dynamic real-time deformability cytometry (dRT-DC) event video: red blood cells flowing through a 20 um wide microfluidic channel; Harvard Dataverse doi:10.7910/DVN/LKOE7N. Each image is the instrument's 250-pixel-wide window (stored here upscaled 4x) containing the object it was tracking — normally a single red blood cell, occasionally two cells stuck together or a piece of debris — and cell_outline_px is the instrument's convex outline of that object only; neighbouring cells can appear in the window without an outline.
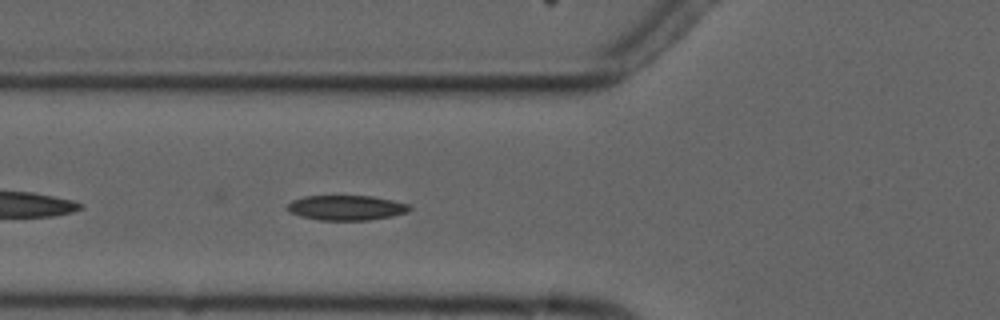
{"species": "common noctule bat (a hibernating species)", "species_latin": "Nyctalus noctula", "temperature_condition": "cold", "stored_images_in_passage": 4, "camera_frame_rate_fps": 3000, "um_per_image_px": 0.085, "animal": {"sex": "male", "forearm_length_mm": 52.5}, "frame": {"image": 1, "passage_image": 4, "time_ms": 4.0, "image_size_px": [1000, 320], "cell_outline_px": [[412, 208], [408, 212], [392, 216], [368, 220], [320, 220], [300, 216], [288, 212], [284, 208], [292, 200], [304, 196], [372, 196], [412, 204]], "centroid_in_image_um": [29.44, 17.65], "position_along_channel_um": 96.4, "area_um2": 17.98}}